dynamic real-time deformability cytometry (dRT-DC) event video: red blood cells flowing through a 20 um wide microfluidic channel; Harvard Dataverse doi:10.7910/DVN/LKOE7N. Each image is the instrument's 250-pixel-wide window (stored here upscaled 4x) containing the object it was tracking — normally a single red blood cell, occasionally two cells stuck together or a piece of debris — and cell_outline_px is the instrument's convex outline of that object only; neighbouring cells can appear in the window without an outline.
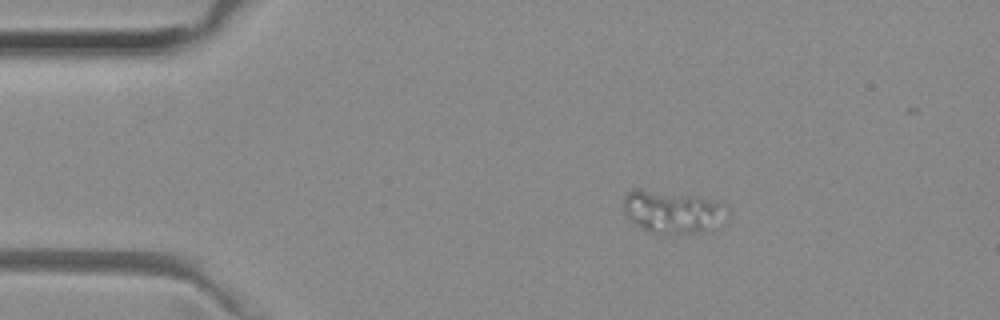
{"species": "common noctule bat (a hibernating species)", "species_latin": "Nyctalus noctula", "temperature_condition": "room temperature", "stored_images_in_passage": 44, "camera_frame_rate_fps": 3000, "um_per_image_px": 0.085, "animal": {"sex": "female", "body_mass_g": 29.2, "forearm_length_mm": 56.3}, "frame": {"image": 1, "passage_image": 1, "time_ms": 0.0, "image_size_px": [1000, 320], "cell_outline_px": [[728, 220], [700, 232], [660, 236], [648, 232], [636, 224], [624, 212], [624, 196], [632, 188], [636, 188], [688, 196], [720, 204], [728, 212]], "centroid_in_image_um": [57.1, 18.06], "position_along_channel_um": 27.9, "area_um2": 25.37}}
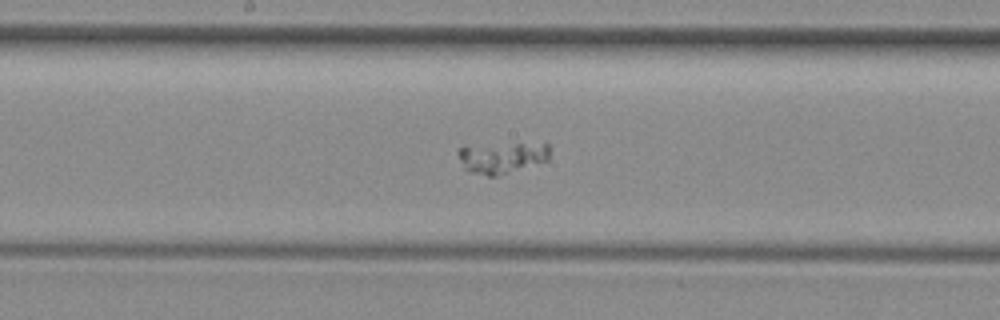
{"frame": {"image": 2, "passage_image": 19, "time_ms": 6.0, "image_size_px": [1000, 320], "cell_outline_px": [[548, 160], [500, 176], [488, 176], [468, 172], [464, 168], [456, 152], [460, 148], [516, 144], [548, 144]], "centroid_in_image_um": [42.65, 13.45], "position_along_channel_um": 205.5, "area_um2": 16.13}}
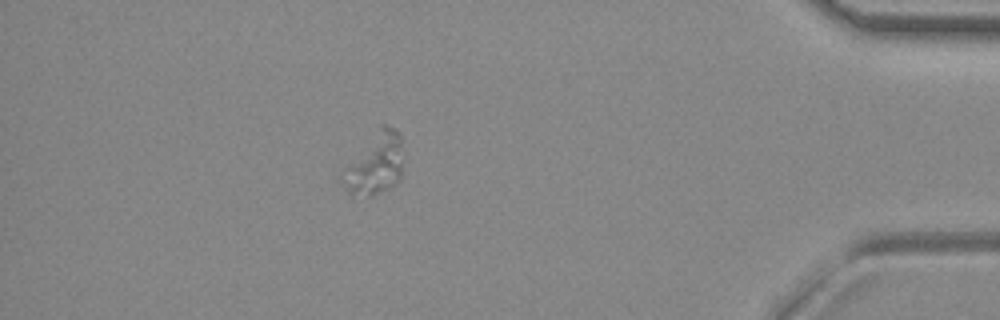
{"frame": {"image": 3, "passage_image": 38, "time_ms": 12.333, "image_size_px": [1000, 320], "cell_outline_px": [[404, 164], [400, 184], [372, 196], [352, 196], [336, 180], [344, 168], [380, 124], [384, 124], [400, 132], [404, 160]], "centroid_in_image_um": [31.88, 13.98], "position_along_channel_um": 403.3, "area_um2": 22.89}}